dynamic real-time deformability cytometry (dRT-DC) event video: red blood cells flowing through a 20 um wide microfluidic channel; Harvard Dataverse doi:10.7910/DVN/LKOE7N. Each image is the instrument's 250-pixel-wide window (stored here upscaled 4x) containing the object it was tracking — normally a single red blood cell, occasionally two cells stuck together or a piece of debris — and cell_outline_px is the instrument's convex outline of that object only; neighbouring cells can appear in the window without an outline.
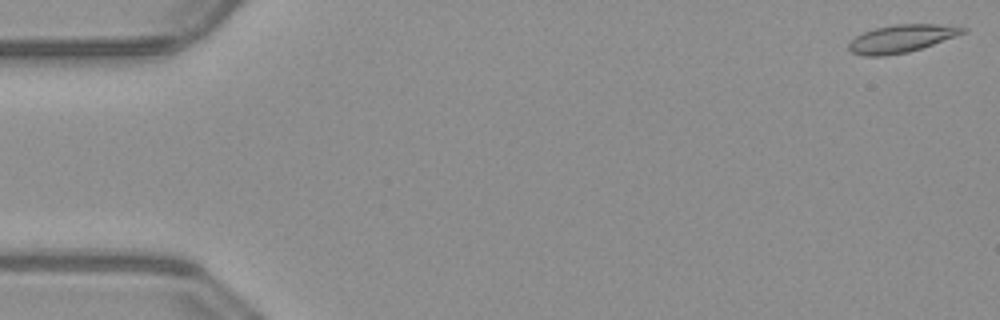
{"species": "common noctule bat (a hibernating species)", "species_latin": "Nyctalus noctula", "temperature_condition": "warm", "stored_images_in_passage": 51, "camera_frame_rate_fps": 3000, "um_per_image_px": 0.085, "animal": {"sex": "male", "body_mass_g": 23.1, "forearm_length_mm": 52.7}, "frame": {"image": 1, "passage_image": 1, "time_ms": 0.0, "image_size_px": [1000, 320], "cell_outline_px": [[968, 32], [908, 52], [884, 56], [864, 56], [852, 52], [848, 48], [848, 44], [856, 36], [864, 32], [876, 28], [896, 24], [936, 24], [968, 28]], "centroid_in_image_um": [76.62, 3.28], "position_along_channel_um": 8.4, "area_um2": 18.21}}
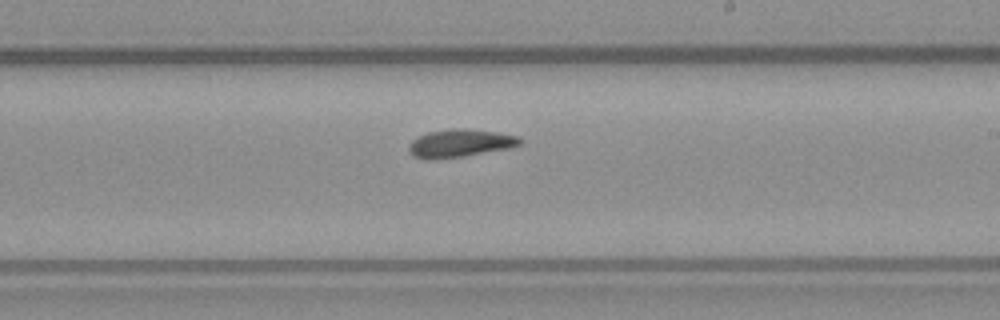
{"frame": {"image": 2, "passage_image": 30, "time_ms": 9.667, "image_size_px": [1000, 320], "cell_outline_px": [[524, 140], [520, 144], [508, 148], [460, 156], [428, 160], [424, 160], [412, 156], [408, 152], [408, 144], [416, 136], [428, 132], [452, 128], [464, 128], [496, 132], [520, 136]], "centroid_in_image_um": [39.04, 12.16], "position_along_channel_um": 250.0, "area_um2": 18.15}}
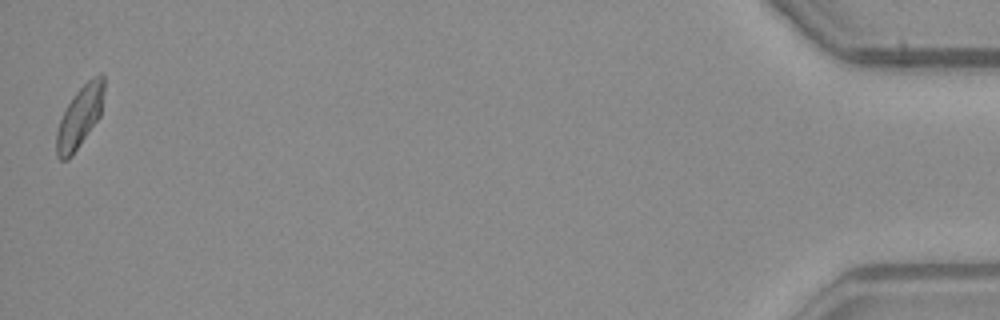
{"frame": {"image": 3, "passage_image": 51, "time_ms": 16.667, "image_size_px": [1000, 320], "cell_outline_px": [[104, 88], [100, 116], [72, 156], [68, 160], [60, 160], [56, 156], [56, 132], [60, 120], [72, 96], [92, 76], [100, 72], [104, 72]], "centroid_in_image_um": [6.78, 9.92], "position_along_channel_um": 428.4, "area_um2": 17.05}, "authors_computed_cell_mechanics": {"area_um2": 17.8024, "velocity_mm_per_s": 4.0116, "shape_relaxation_time_tau1_ms": null, "shape_relaxation_time_tau2_ms": 2.6963, "deformation_change_tau1": null, "deformation_change_tau2": 0.0749}}